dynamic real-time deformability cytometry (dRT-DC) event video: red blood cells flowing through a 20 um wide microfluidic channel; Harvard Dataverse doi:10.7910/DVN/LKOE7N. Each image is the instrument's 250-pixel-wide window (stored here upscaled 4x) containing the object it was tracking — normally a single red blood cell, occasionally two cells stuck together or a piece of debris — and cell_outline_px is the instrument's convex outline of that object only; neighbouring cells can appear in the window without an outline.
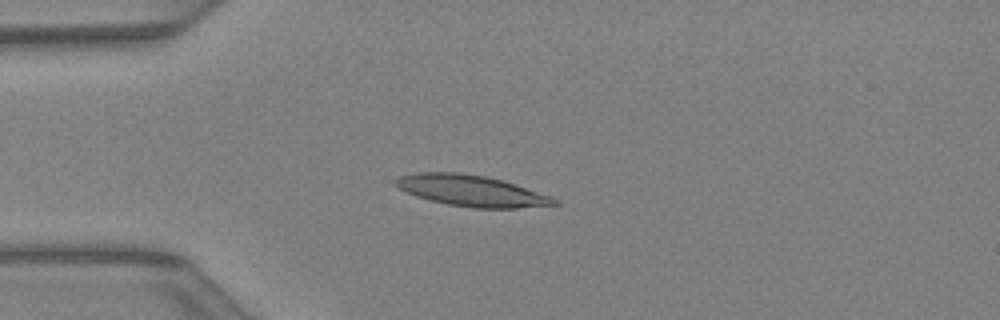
{"species": "Egyptian fruit bat (a non-hibernating species)", "species_latin": "Rousettus aegyptiacus", "temperature_condition": "warm", "stored_images_in_passage": 42, "camera_frame_rate_fps": 3000, "um_per_image_px": 0.085, "animal": {"sex": "female"}, "frame": {"image": 1, "passage_image": 11, "time_ms": 3.333, "image_size_px": [1000, 320], "cell_outline_px": [[560, 204], [516, 208], [472, 208], [448, 204], [416, 196], [404, 192], [392, 180], [400, 176], [416, 172], [460, 172], [484, 176], [500, 180], [552, 196], [560, 200]], "centroid_in_image_um": [40.06, 16.21], "position_along_channel_um": 44.9, "area_um2": 28.61}}
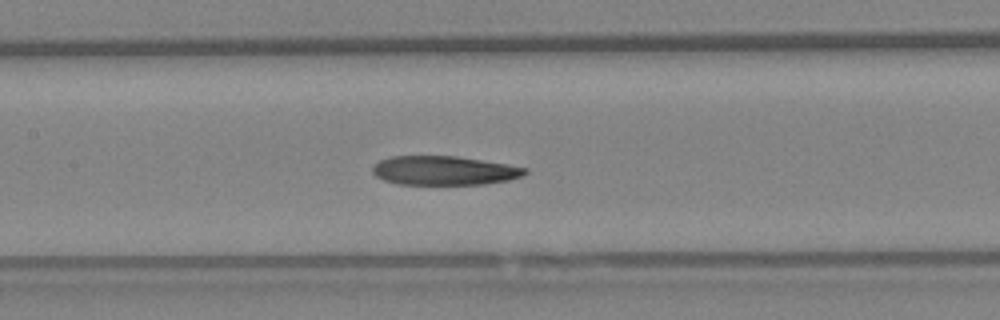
{"frame": {"image": 2, "passage_image": 20, "time_ms": 6.333, "image_size_px": [1000, 320], "cell_outline_px": [[528, 172], [524, 176], [508, 180], [484, 184], [396, 184], [384, 180], [376, 176], [372, 172], [372, 168], [380, 160], [392, 156], [456, 156], [508, 164], [528, 168]], "centroid_in_image_um": [37.78, 14.49], "position_along_channel_um": 169.6, "area_um2": 25.84}}
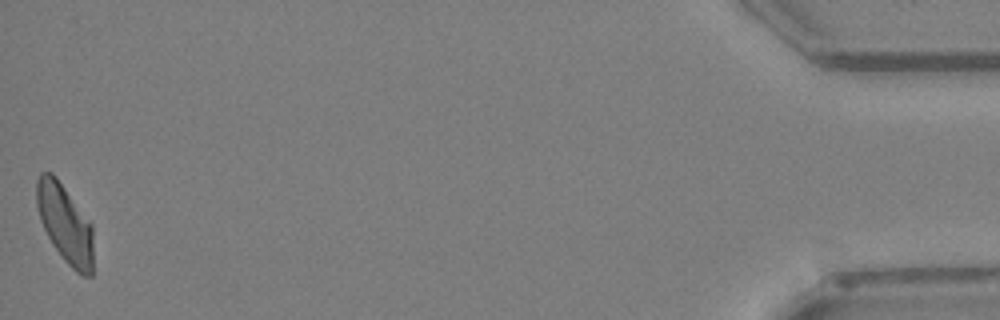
{"frame": {"image": 3, "passage_image": 42, "time_ms": 13.667, "image_size_px": [1000, 320], "cell_outline_px": [[92, 276], [84, 276], [76, 272], [64, 260], [52, 244], [40, 220], [36, 204], [36, 180], [40, 172], [52, 172], [56, 176], [92, 224]], "centroid_in_image_um": [5.51, 18.98], "position_along_channel_um": 429.7, "area_um2": 25.89}}